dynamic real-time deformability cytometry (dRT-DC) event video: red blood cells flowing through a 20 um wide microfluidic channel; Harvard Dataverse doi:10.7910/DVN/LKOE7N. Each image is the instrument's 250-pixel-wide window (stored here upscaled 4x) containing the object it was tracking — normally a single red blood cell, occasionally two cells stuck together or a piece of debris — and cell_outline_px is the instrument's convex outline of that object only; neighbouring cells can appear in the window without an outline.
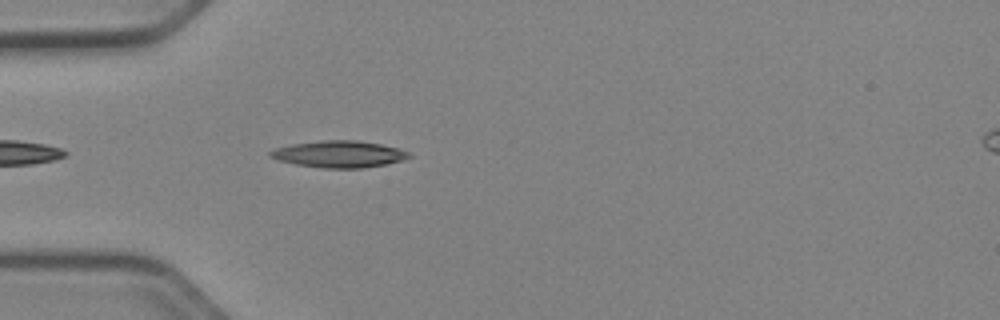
{"species": "Egyptian fruit bat (a non-hibernating species)", "species_latin": "Rousettus aegyptiacus", "temperature_condition": "cold", "stored_images_in_passage": 8, "camera_frame_rate_fps": 3000, "um_per_image_px": 0.085, "animal": {"sex": "female"}, "frame": {"image": 1, "passage_image": 3, "time_ms": 0.667, "image_size_px": [1000, 320], "cell_outline_px": [[412, 156], [400, 160], [384, 164], [364, 168], [324, 168], [296, 164], [280, 160], [268, 156], [268, 152], [276, 148], [292, 144], [324, 140], [356, 140], [380, 144], [400, 148], [408, 152]], "centroid_in_image_um": [28.81, 13.09], "position_along_channel_um": 56.2, "area_um2": 21.39}}